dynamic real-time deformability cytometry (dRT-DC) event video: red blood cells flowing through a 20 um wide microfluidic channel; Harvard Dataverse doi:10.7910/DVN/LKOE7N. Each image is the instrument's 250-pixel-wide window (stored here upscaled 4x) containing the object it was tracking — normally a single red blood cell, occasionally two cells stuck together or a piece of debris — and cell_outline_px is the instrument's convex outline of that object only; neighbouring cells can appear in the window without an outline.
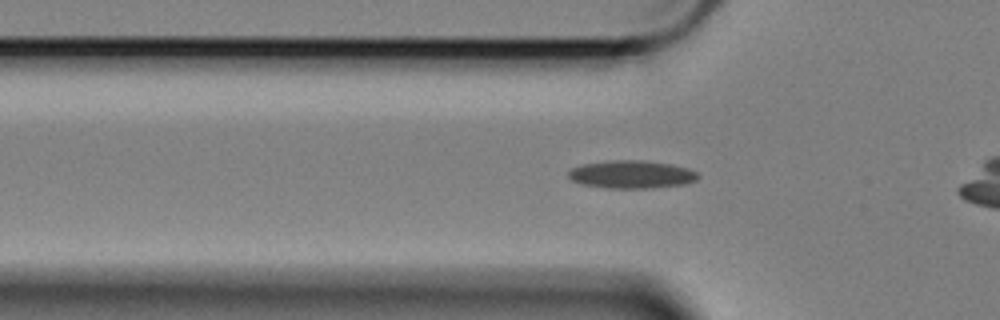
{"species": "Egyptian fruit bat (a non-hibernating species)", "species_latin": "Rousettus aegyptiacus", "temperature_condition": "cold", "stored_images_in_passage": 38, "camera_frame_rate_fps": 3000, "um_per_image_px": 0.085, "animal": {"sex": "female"}, "frame": {"image": 1, "passage_image": 7, "time_ms": 2.0, "image_size_px": [1000, 320], "cell_outline_px": [[700, 176], [696, 180], [688, 184], [652, 188], [604, 188], [580, 184], [572, 180], [568, 176], [568, 172], [572, 168], [580, 164], [612, 160], [644, 160], [672, 164], [688, 168], [696, 172]], "centroid_in_image_um": [53.69, 14.83], "position_along_channel_um": 72.1, "area_um2": 21.39}}
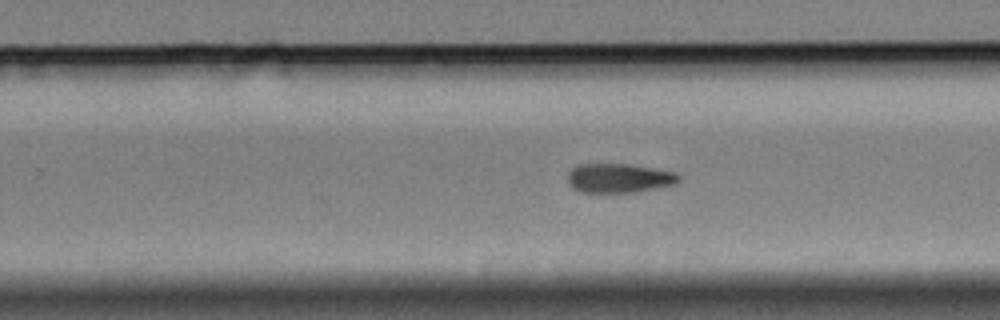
{"frame": {"image": 2, "passage_image": 25, "time_ms": 8.0, "image_size_px": [1000, 320], "cell_outline_px": [[680, 180], [676, 184], [632, 192], [580, 192], [572, 188], [568, 184], [568, 172], [572, 168], [580, 164], [628, 164], [676, 172], [680, 176]], "centroid_in_image_um": [52.6, 15.14], "position_along_channel_um": 277.2, "area_um2": 18.84}}
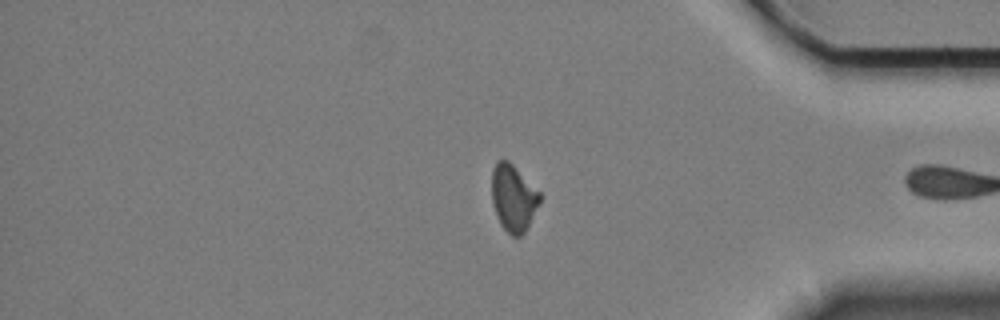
{"frame": {"image": 3, "passage_image": 37, "time_ms": 12.0, "image_size_px": [1000, 320], "cell_outline_px": [[540, 204], [524, 232], [520, 236], [512, 236], [500, 224], [496, 216], [492, 204], [492, 168], [496, 160], [508, 160], [540, 192]], "centroid_in_image_um": [43.62, 16.81], "position_along_channel_um": 391.6, "area_um2": 18.67}}